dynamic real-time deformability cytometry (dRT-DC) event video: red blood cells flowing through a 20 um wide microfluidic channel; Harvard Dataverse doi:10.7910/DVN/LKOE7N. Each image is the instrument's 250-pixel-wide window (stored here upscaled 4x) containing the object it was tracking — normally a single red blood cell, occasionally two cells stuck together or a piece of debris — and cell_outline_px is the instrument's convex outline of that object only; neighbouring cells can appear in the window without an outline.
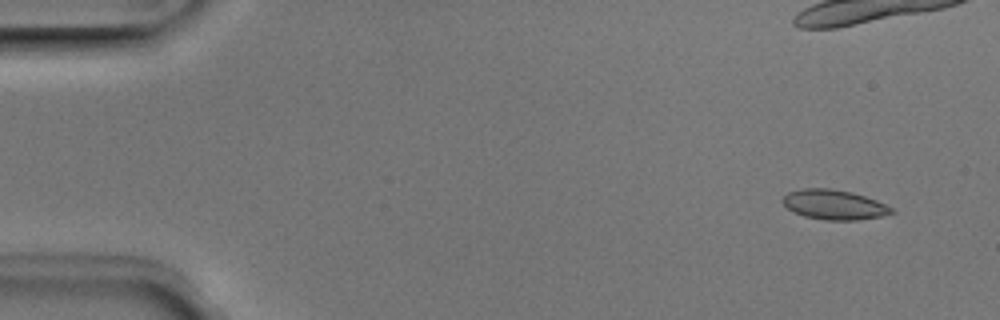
{"species": "Egyptian fruit bat (a non-hibernating species)", "species_latin": "Rousettus aegyptiacus", "temperature_condition": "room temperature", "stored_images_in_passage": 5, "camera_frame_rate_fps": 3000, "um_per_image_px": 0.085, "animal": {"sex": "male"}, "frame": {"image": 1, "passage_image": 1, "time_ms": 0.0, "image_size_px": [1000, 320], "cell_outline_px": [[896, 212], [880, 216], [856, 220], [824, 220], [804, 216], [788, 208], [780, 200], [788, 192], [804, 188], [828, 188], [852, 192], [876, 200], [892, 208]], "centroid_in_image_um": [70.88, 17.39], "position_along_channel_um": 14.1, "area_um2": 18.73}}
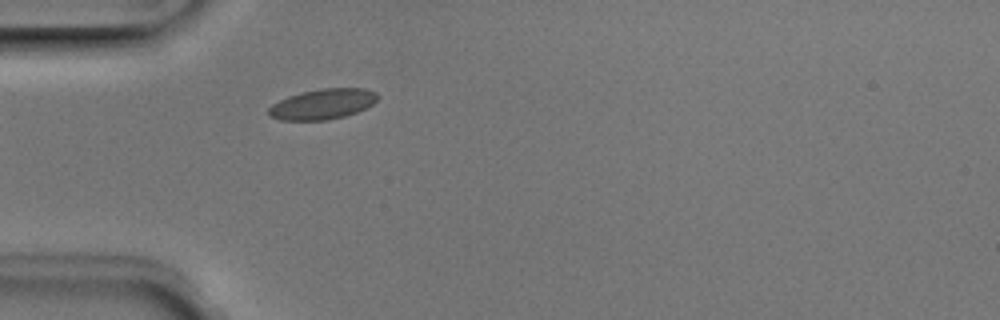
{"frame": {"image": 2, "passage_image": 5, "time_ms": 1.333, "image_size_px": [1000, 320], "cell_outline_px": [[380, 96], [372, 104], [356, 112], [344, 116], [328, 120], [280, 120], [268, 116], [268, 108], [272, 104], [288, 96], [320, 88], [364, 88], [376, 92]], "centroid_in_image_um": [27.41, 8.85], "position_along_channel_um": 57.6, "area_um2": 19.25}}